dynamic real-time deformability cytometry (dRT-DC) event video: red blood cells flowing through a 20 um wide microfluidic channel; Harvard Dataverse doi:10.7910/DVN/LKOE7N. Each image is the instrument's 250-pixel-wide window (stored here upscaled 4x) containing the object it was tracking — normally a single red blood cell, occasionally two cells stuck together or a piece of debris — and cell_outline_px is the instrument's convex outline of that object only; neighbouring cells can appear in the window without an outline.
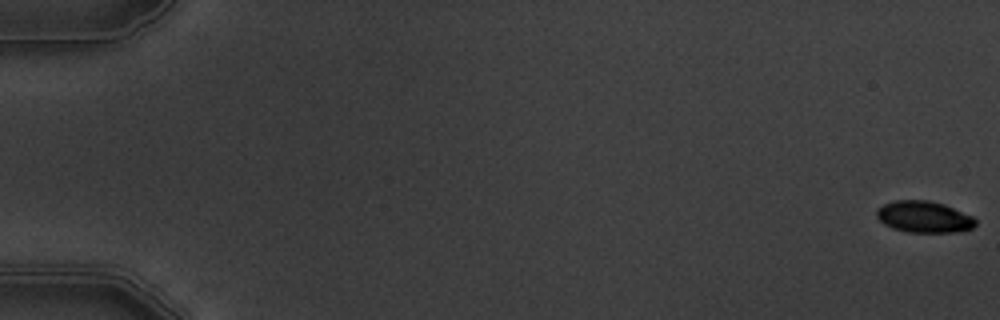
{"species": "common noctule bat (a hibernating species)", "species_latin": "Nyctalus noctula", "temperature_condition": "warm", "stored_images_in_passage": 3, "camera_frame_rate_fps": 3000, "um_per_image_px": 0.085, "animal": {"sex": "male", "body_mass_g": 19.5, "forearm_length_mm": 54.6}, "frame": {"image": 1, "passage_image": 1, "time_ms": 0.0, "image_size_px": [1000, 320], "cell_outline_px": [[976, 224], [972, 228], [964, 232], [908, 232], [892, 228], [884, 224], [876, 216], [876, 208], [884, 204], [896, 200], [928, 200], [944, 204], [972, 216], [976, 220]], "centroid_in_image_um": [78.54, 18.44], "position_along_channel_um": 6.5, "area_um2": 18.26}}